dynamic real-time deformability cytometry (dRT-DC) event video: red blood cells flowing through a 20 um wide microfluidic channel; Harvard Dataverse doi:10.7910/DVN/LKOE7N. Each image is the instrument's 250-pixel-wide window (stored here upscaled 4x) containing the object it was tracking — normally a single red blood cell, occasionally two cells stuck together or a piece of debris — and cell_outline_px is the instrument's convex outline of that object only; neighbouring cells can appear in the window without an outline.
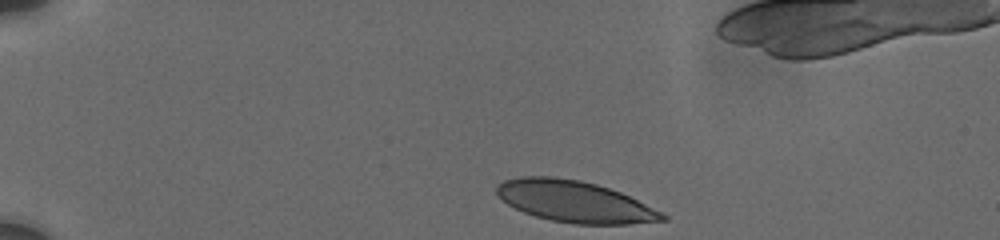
{"species": "human", "species_latin": "Homo sapiens", "temperature_condition": "cold", "stored_images_in_passage": 8, "camera_frame_rate_fps": 3000, "um_per_image_px": 0.085, "donor": {"sex": "male"}, "frame": {"image": 1, "passage_image": 1, "time_ms": 0.0, "image_size_px": [1000, 240], "cell_outline_px": [[668, 220], [628, 224], [572, 224], [552, 220], [536, 216], [524, 212], [508, 204], [496, 192], [496, 184], [504, 180], [520, 176], [552, 176], [580, 180], [596, 184], [620, 192], [668, 216]], "centroid_in_image_um": [48.82, 17.12], "position_along_channel_um": 36.2, "area_um2": 39.65}}
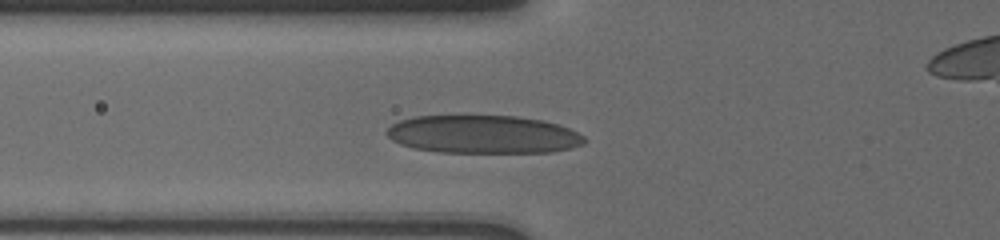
{"frame": {"image": 2, "passage_image": 6, "time_ms": 3.333, "image_size_px": [1000, 240], "cell_outline_px": [[588, 140], [584, 144], [572, 148], [552, 152], [440, 152], [412, 148], [400, 144], [392, 140], [388, 136], [388, 128], [392, 124], [400, 120], [416, 116], [516, 116], [544, 120], [568, 128], [584, 136]], "centroid_in_image_um": [41.1, 11.43], "position_along_channel_um": 84.7, "area_um2": 43.87}}
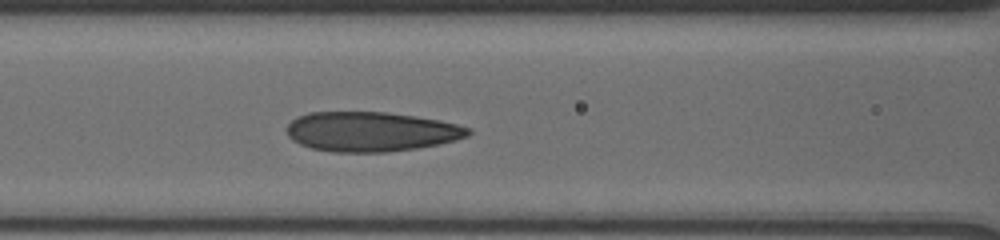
{"frame": {"image": 3, "passage_image": 8, "time_ms": 4.667, "image_size_px": [1000, 240], "cell_outline_px": [[472, 132], [468, 136], [456, 140], [440, 144], [416, 148], [388, 152], [332, 152], [312, 148], [300, 144], [292, 140], [288, 136], [288, 124], [292, 120], [308, 112], [388, 112], [416, 116], [440, 120], [472, 128]], "centroid_in_image_um": [31.57, 11.19], "position_along_channel_um": 135.0, "area_um2": 42.08}}